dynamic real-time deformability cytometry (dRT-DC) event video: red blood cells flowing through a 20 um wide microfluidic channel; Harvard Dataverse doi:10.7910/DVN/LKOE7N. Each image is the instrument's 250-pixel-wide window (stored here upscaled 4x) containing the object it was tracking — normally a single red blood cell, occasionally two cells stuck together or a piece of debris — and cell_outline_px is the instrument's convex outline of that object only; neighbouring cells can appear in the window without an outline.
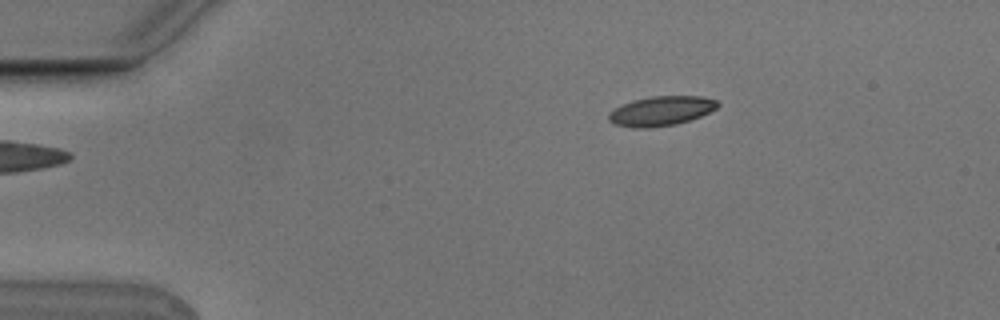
{"species": "Egyptian fruit bat (a non-hibernating species)", "species_latin": "Rousettus aegyptiacus", "temperature_condition": "cold", "stored_images_in_passage": 2, "camera_frame_rate_fps": 3000, "um_per_image_px": 0.085, "animal": {"sex": "male"}, "frame": {"image": 1, "passage_image": 2, "time_ms": 0.333, "image_size_px": [1000, 320], "cell_outline_px": [[720, 104], [716, 108], [700, 116], [676, 124], [648, 128], [632, 128], [616, 124], [608, 120], [608, 112], [632, 100], [652, 96], [700, 96], [716, 100]], "centroid_in_image_um": [56.17, 9.43], "position_along_channel_um": 28.8, "area_um2": 18.61}}